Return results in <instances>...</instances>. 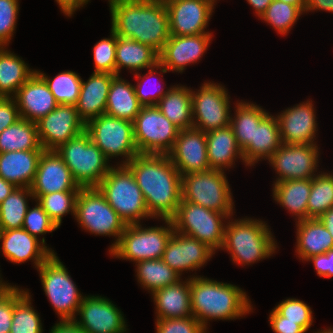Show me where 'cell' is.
Here are the masks:
<instances>
[{
    "label": "cell",
    "instance_id": "16",
    "mask_svg": "<svg viewBox=\"0 0 333 333\" xmlns=\"http://www.w3.org/2000/svg\"><path fill=\"white\" fill-rule=\"evenodd\" d=\"M37 124L38 138L44 150H56L60 145L85 131L75 105H58Z\"/></svg>",
    "mask_w": 333,
    "mask_h": 333
},
{
    "label": "cell",
    "instance_id": "4",
    "mask_svg": "<svg viewBox=\"0 0 333 333\" xmlns=\"http://www.w3.org/2000/svg\"><path fill=\"white\" fill-rule=\"evenodd\" d=\"M268 226L249 218L227 223L221 249L231 253L233 262L250 264L275 253L276 245Z\"/></svg>",
    "mask_w": 333,
    "mask_h": 333
},
{
    "label": "cell",
    "instance_id": "42",
    "mask_svg": "<svg viewBox=\"0 0 333 333\" xmlns=\"http://www.w3.org/2000/svg\"><path fill=\"white\" fill-rule=\"evenodd\" d=\"M36 72L44 79L59 105L77 104L82 84V78L77 73L64 71L50 79L46 74Z\"/></svg>",
    "mask_w": 333,
    "mask_h": 333
},
{
    "label": "cell",
    "instance_id": "49",
    "mask_svg": "<svg viewBox=\"0 0 333 333\" xmlns=\"http://www.w3.org/2000/svg\"><path fill=\"white\" fill-rule=\"evenodd\" d=\"M18 0H0V47L8 45L17 22Z\"/></svg>",
    "mask_w": 333,
    "mask_h": 333
},
{
    "label": "cell",
    "instance_id": "36",
    "mask_svg": "<svg viewBox=\"0 0 333 333\" xmlns=\"http://www.w3.org/2000/svg\"><path fill=\"white\" fill-rule=\"evenodd\" d=\"M4 48L0 47V97H12L36 70Z\"/></svg>",
    "mask_w": 333,
    "mask_h": 333
},
{
    "label": "cell",
    "instance_id": "47",
    "mask_svg": "<svg viewBox=\"0 0 333 333\" xmlns=\"http://www.w3.org/2000/svg\"><path fill=\"white\" fill-rule=\"evenodd\" d=\"M274 309L283 316V321L297 322L306 332L313 323L311 308L301 300L289 298L282 301Z\"/></svg>",
    "mask_w": 333,
    "mask_h": 333
},
{
    "label": "cell",
    "instance_id": "48",
    "mask_svg": "<svg viewBox=\"0 0 333 333\" xmlns=\"http://www.w3.org/2000/svg\"><path fill=\"white\" fill-rule=\"evenodd\" d=\"M22 228L36 238H38L37 235L58 229L38 202L34 208L28 207Z\"/></svg>",
    "mask_w": 333,
    "mask_h": 333
},
{
    "label": "cell",
    "instance_id": "46",
    "mask_svg": "<svg viewBox=\"0 0 333 333\" xmlns=\"http://www.w3.org/2000/svg\"><path fill=\"white\" fill-rule=\"evenodd\" d=\"M111 38L101 39L94 45V72L116 75L117 35L111 30Z\"/></svg>",
    "mask_w": 333,
    "mask_h": 333
},
{
    "label": "cell",
    "instance_id": "39",
    "mask_svg": "<svg viewBox=\"0 0 333 333\" xmlns=\"http://www.w3.org/2000/svg\"><path fill=\"white\" fill-rule=\"evenodd\" d=\"M138 282L152 293L177 283L180 275L170 268L162 258L143 260L136 263Z\"/></svg>",
    "mask_w": 333,
    "mask_h": 333
},
{
    "label": "cell",
    "instance_id": "22",
    "mask_svg": "<svg viewBox=\"0 0 333 333\" xmlns=\"http://www.w3.org/2000/svg\"><path fill=\"white\" fill-rule=\"evenodd\" d=\"M213 254L215 252L205 243L174 231L166 244L162 259L181 276L185 270L193 271L202 267Z\"/></svg>",
    "mask_w": 333,
    "mask_h": 333
},
{
    "label": "cell",
    "instance_id": "25",
    "mask_svg": "<svg viewBox=\"0 0 333 333\" xmlns=\"http://www.w3.org/2000/svg\"><path fill=\"white\" fill-rule=\"evenodd\" d=\"M276 117L282 143L315 144L317 124L312 100L288 108Z\"/></svg>",
    "mask_w": 333,
    "mask_h": 333
},
{
    "label": "cell",
    "instance_id": "35",
    "mask_svg": "<svg viewBox=\"0 0 333 333\" xmlns=\"http://www.w3.org/2000/svg\"><path fill=\"white\" fill-rule=\"evenodd\" d=\"M311 191V179H296L274 183L273 198L298 221L307 219V202Z\"/></svg>",
    "mask_w": 333,
    "mask_h": 333
},
{
    "label": "cell",
    "instance_id": "60",
    "mask_svg": "<svg viewBox=\"0 0 333 333\" xmlns=\"http://www.w3.org/2000/svg\"><path fill=\"white\" fill-rule=\"evenodd\" d=\"M17 187L0 176V203L8 197Z\"/></svg>",
    "mask_w": 333,
    "mask_h": 333
},
{
    "label": "cell",
    "instance_id": "19",
    "mask_svg": "<svg viewBox=\"0 0 333 333\" xmlns=\"http://www.w3.org/2000/svg\"><path fill=\"white\" fill-rule=\"evenodd\" d=\"M167 155L181 175L211 169L206 132L193 127L179 131L174 146Z\"/></svg>",
    "mask_w": 333,
    "mask_h": 333
},
{
    "label": "cell",
    "instance_id": "8",
    "mask_svg": "<svg viewBox=\"0 0 333 333\" xmlns=\"http://www.w3.org/2000/svg\"><path fill=\"white\" fill-rule=\"evenodd\" d=\"M74 216L80 226L92 234L118 237L109 252L117 245L127 225L98 187H81Z\"/></svg>",
    "mask_w": 333,
    "mask_h": 333
},
{
    "label": "cell",
    "instance_id": "62",
    "mask_svg": "<svg viewBox=\"0 0 333 333\" xmlns=\"http://www.w3.org/2000/svg\"><path fill=\"white\" fill-rule=\"evenodd\" d=\"M284 3L292 4L297 6L302 12L305 10V0H279Z\"/></svg>",
    "mask_w": 333,
    "mask_h": 333
},
{
    "label": "cell",
    "instance_id": "45",
    "mask_svg": "<svg viewBox=\"0 0 333 333\" xmlns=\"http://www.w3.org/2000/svg\"><path fill=\"white\" fill-rule=\"evenodd\" d=\"M303 12L295 5L273 0L260 17L279 34L286 35Z\"/></svg>",
    "mask_w": 333,
    "mask_h": 333
},
{
    "label": "cell",
    "instance_id": "65",
    "mask_svg": "<svg viewBox=\"0 0 333 333\" xmlns=\"http://www.w3.org/2000/svg\"><path fill=\"white\" fill-rule=\"evenodd\" d=\"M116 1H121V0H109V4L116 2Z\"/></svg>",
    "mask_w": 333,
    "mask_h": 333
},
{
    "label": "cell",
    "instance_id": "2",
    "mask_svg": "<svg viewBox=\"0 0 333 333\" xmlns=\"http://www.w3.org/2000/svg\"><path fill=\"white\" fill-rule=\"evenodd\" d=\"M112 28L119 37L148 45L160 53L170 38L164 0H121L109 4Z\"/></svg>",
    "mask_w": 333,
    "mask_h": 333
},
{
    "label": "cell",
    "instance_id": "20",
    "mask_svg": "<svg viewBox=\"0 0 333 333\" xmlns=\"http://www.w3.org/2000/svg\"><path fill=\"white\" fill-rule=\"evenodd\" d=\"M81 187L74 180L71 171L55 150H44L40 156L37 171L30 186L33 198L61 191H79Z\"/></svg>",
    "mask_w": 333,
    "mask_h": 333
},
{
    "label": "cell",
    "instance_id": "29",
    "mask_svg": "<svg viewBox=\"0 0 333 333\" xmlns=\"http://www.w3.org/2000/svg\"><path fill=\"white\" fill-rule=\"evenodd\" d=\"M156 304L157 319L186 318L193 316L191 310L190 278L180 280L152 293Z\"/></svg>",
    "mask_w": 333,
    "mask_h": 333
},
{
    "label": "cell",
    "instance_id": "37",
    "mask_svg": "<svg viewBox=\"0 0 333 333\" xmlns=\"http://www.w3.org/2000/svg\"><path fill=\"white\" fill-rule=\"evenodd\" d=\"M19 150H44L35 122L21 118L0 133V153Z\"/></svg>",
    "mask_w": 333,
    "mask_h": 333
},
{
    "label": "cell",
    "instance_id": "38",
    "mask_svg": "<svg viewBox=\"0 0 333 333\" xmlns=\"http://www.w3.org/2000/svg\"><path fill=\"white\" fill-rule=\"evenodd\" d=\"M236 116L230 119V127L236 138V142L243 151L253 140L254 126L268 114L263 108L246 102L236 103Z\"/></svg>",
    "mask_w": 333,
    "mask_h": 333
},
{
    "label": "cell",
    "instance_id": "26",
    "mask_svg": "<svg viewBox=\"0 0 333 333\" xmlns=\"http://www.w3.org/2000/svg\"><path fill=\"white\" fill-rule=\"evenodd\" d=\"M116 75L93 72L87 82L81 84L76 106L80 119L85 125L92 119L105 114L110 84Z\"/></svg>",
    "mask_w": 333,
    "mask_h": 333
},
{
    "label": "cell",
    "instance_id": "7",
    "mask_svg": "<svg viewBox=\"0 0 333 333\" xmlns=\"http://www.w3.org/2000/svg\"><path fill=\"white\" fill-rule=\"evenodd\" d=\"M181 198L232 217L234 202L222 170L209 169L181 175Z\"/></svg>",
    "mask_w": 333,
    "mask_h": 333
},
{
    "label": "cell",
    "instance_id": "52",
    "mask_svg": "<svg viewBox=\"0 0 333 333\" xmlns=\"http://www.w3.org/2000/svg\"><path fill=\"white\" fill-rule=\"evenodd\" d=\"M14 310V285L0 294V333H10Z\"/></svg>",
    "mask_w": 333,
    "mask_h": 333
},
{
    "label": "cell",
    "instance_id": "31",
    "mask_svg": "<svg viewBox=\"0 0 333 333\" xmlns=\"http://www.w3.org/2000/svg\"><path fill=\"white\" fill-rule=\"evenodd\" d=\"M207 155L211 169L224 170L233 165L234 159L242 158L233 130L230 126L206 132Z\"/></svg>",
    "mask_w": 333,
    "mask_h": 333
},
{
    "label": "cell",
    "instance_id": "5",
    "mask_svg": "<svg viewBox=\"0 0 333 333\" xmlns=\"http://www.w3.org/2000/svg\"><path fill=\"white\" fill-rule=\"evenodd\" d=\"M97 187L126 224H137L143 218H152L143 193L126 165L112 166Z\"/></svg>",
    "mask_w": 333,
    "mask_h": 333
},
{
    "label": "cell",
    "instance_id": "21",
    "mask_svg": "<svg viewBox=\"0 0 333 333\" xmlns=\"http://www.w3.org/2000/svg\"><path fill=\"white\" fill-rule=\"evenodd\" d=\"M212 33L199 35L174 36L165 43L159 53L160 72H183L185 66L196 63L203 56L211 41Z\"/></svg>",
    "mask_w": 333,
    "mask_h": 333
},
{
    "label": "cell",
    "instance_id": "57",
    "mask_svg": "<svg viewBox=\"0 0 333 333\" xmlns=\"http://www.w3.org/2000/svg\"><path fill=\"white\" fill-rule=\"evenodd\" d=\"M88 1L89 0H56L61 11L69 17L72 16L77 8L79 9L80 6L83 7L84 4L86 5Z\"/></svg>",
    "mask_w": 333,
    "mask_h": 333
},
{
    "label": "cell",
    "instance_id": "6",
    "mask_svg": "<svg viewBox=\"0 0 333 333\" xmlns=\"http://www.w3.org/2000/svg\"><path fill=\"white\" fill-rule=\"evenodd\" d=\"M80 187H97L112 166L84 131L56 150Z\"/></svg>",
    "mask_w": 333,
    "mask_h": 333
},
{
    "label": "cell",
    "instance_id": "14",
    "mask_svg": "<svg viewBox=\"0 0 333 333\" xmlns=\"http://www.w3.org/2000/svg\"><path fill=\"white\" fill-rule=\"evenodd\" d=\"M191 97L193 128L208 132L230 126V97L224 86L205 82L198 92L191 90Z\"/></svg>",
    "mask_w": 333,
    "mask_h": 333
},
{
    "label": "cell",
    "instance_id": "11",
    "mask_svg": "<svg viewBox=\"0 0 333 333\" xmlns=\"http://www.w3.org/2000/svg\"><path fill=\"white\" fill-rule=\"evenodd\" d=\"M45 294L62 320L76 319L84 298L63 263L53 253L38 269Z\"/></svg>",
    "mask_w": 333,
    "mask_h": 333
},
{
    "label": "cell",
    "instance_id": "1",
    "mask_svg": "<svg viewBox=\"0 0 333 333\" xmlns=\"http://www.w3.org/2000/svg\"><path fill=\"white\" fill-rule=\"evenodd\" d=\"M126 166L141 189L149 214L171 219L181 201V174L166 154H137Z\"/></svg>",
    "mask_w": 333,
    "mask_h": 333
},
{
    "label": "cell",
    "instance_id": "32",
    "mask_svg": "<svg viewBox=\"0 0 333 333\" xmlns=\"http://www.w3.org/2000/svg\"><path fill=\"white\" fill-rule=\"evenodd\" d=\"M142 107L134 85L116 75L110 84L105 114L134 122Z\"/></svg>",
    "mask_w": 333,
    "mask_h": 333
},
{
    "label": "cell",
    "instance_id": "30",
    "mask_svg": "<svg viewBox=\"0 0 333 333\" xmlns=\"http://www.w3.org/2000/svg\"><path fill=\"white\" fill-rule=\"evenodd\" d=\"M297 247L300 259L324 254L333 249V237L318 218H309L296 222Z\"/></svg>",
    "mask_w": 333,
    "mask_h": 333
},
{
    "label": "cell",
    "instance_id": "58",
    "mask_svg": "<svg viewBox=\"0 0 333 333\" xmlns=\"http://www.w3.org/2000/svg\"><path fill=\"white\" fill-rule=\"evenodd\" d=\"M317 9L333 12V0H305L304 12Z\"/></svg>",
    "mask_w": 333,
    "mask_h": 333
},
{
    "label": "cell",
    "instance_id": "44",
    "mask_svg": "<svg viewBox=\"0 0 333 333\" xmlns=\"http://www.w3.org/2000/svg\"><path fill=\"white\" fill-rule=\"evenodd\" d=\"M78 193L79 191L53 192L41 195L35 201L42 206V209L59 228L63 215L68 212L75 215Z\"/></svg>",
    "mask_w": 333,
    "mask_h": 333
},
{
    "label": "cell",
    "instance_id": "10",
    "mask_svg": "<svg viewBox=\"0 0 333 333\" xmlns=\"http://www.w3.org/2000/svg\"><path fill=\"white\" fill-rule=\"evenodd\" d=\"M226 214L204 208L181 198L176 214L171 218L174 231L205 243L214 252L223 245Z\"/></svg>",
    "mask_w": 333,
    "mask_h": 333
},
{
    "label": "cell",
    "instance_id": "3",
    "mask_svg": "<svg viewBox=\"0 0 333 333\" xmlns=\"http://www.w3.org/2000/svg\"><path fill=\"white\" fill-rule=\"evenodd\" d=\"M190 291L193 317L205 330L208 320L237 319L252 311L246 292L229 283L193 276Z\"/></svg>",
    "mask_w": 333,
    "mask_h": 333
},
{
    "label": "cell",
    "instance_id": "55",
    "mask_svg": "<svg viewBox=\"0 0 333 333\" xmlns=\"http://www.w3.org/2000/svg\"><path fill=\"white\" fill-rule=\"evenodd\" d=\"M271 328L275 333H305L306 331L297 324V322L283 321L281 316L275 309L269 315Z\"/></svg>",
    "mask_w": 333,
    "mask_h": 333
},
{
    "label": "cell",
    "instance_id": "40",
    "mask_svg": "<svg viewBox=\"0 0 333 333\" xmlns=\"http://www.w3.org/2000/svg\"><path fill=\"white\" fill-rule=\"evenodd\" d=\"M29 292L14 286V310L10 333H43L40 317L31 306Z\"/></svg>",
    "mask_w": 333,
    "mask_h": 333
},
{
    "label": "cell",
    "instance_id": "53",
    "mask_svg": "<svg viewBox=\"0 0 333 333\" xmlns=\"http://www.w3.org/2000/svg\"><path fill=\"white\" fill-rule=\"evenodd\" d=\"M21 119L13 97H0V133Z\"/></svg>",
    "mask_w": 333,
    "mask_h": 333
},
{
    "label": "cell",
    "instance_id": "18",
    "mask_svg": "<svg viewBox=\"0 0 333 333\" xmlns=\"http://www.w3.org/2000/svg\"><path fill=\"white\" fill-rule=\"evenodd\" d=\"M80 320L73 321L86 333H125L126 322L121 311L101 296H85L78 309Z\"/></svg>",
    "mask_w": 333,
    "mask_h": 333
},
{
    "label": "cell",
    "instance_id": "12",
    "mask_svg": "<svg viewBox=\"0 0 333 333\" xmlns=\"http://www.w3.org/2000/svg\"><path fill=\"white\" fill-rule=\"evenodd\" d=\"M85 131L108 160L123 155L126 157L123 165H126L139 154L131 121L102 114L90 120L85 126Z\"/></svg>",
    "mask_w": 333,
    "mask_h": 333
},
{
    "label": "cell",
    "instance_id": "28",
    "mask_svg": "<svg viewBox=\"0 0 333 333\" xmlns=\"http://www.w3.org/2000/svg\"><path fill=\"white\" fill-rule=\"evenodd\" d=\"M277 117L269 113L254 126L253 140L242 151L243 162L254 165L259 159H269L282 145Z\"/></svg>",
    "mask_w": 333,
    "mask_h": 333
},
{
    "label": "cell",
    "instance_id": "59",
    "mask_svg": "<svg viewBox=\"0 0 333 333\" xmlns=\"http://www.w3.org/2000/svg\"><path fill=\"white\" fill-rule=\"evenodd\" d=\"M273 0H247V2L255 9L256 15L261 17L266 11L267 7Z\"/></svg>",
    "mask_w": 333,
    "mask_h": 333
},
{
    "label": "cell",
    "instance_id": "61",
    "mask_svg": "<svg viewBox=\"0 0 333 333\" xmlns=\"http://www.w3.org/2000/svg\"><path fill=\"white\" fill-rule=\"evenodd\" d=\"M324 227L329 231L333 237V207L328 209L324 214L318 218Z\"/></svg>",
    "mask_w": 333,
    "mask_h": 333
},
{
    "label": "cell",
    "instance_id": "33",
    "mask_svg": "<svg viewBox=\"0 0 333 333\" xmlns=\"http://www.w3.org/2000/svg\"><path fill=\"white\" fill-rule=\"evenodd\" d=\"M159 63V53L152 47L138 41L117 36L116 44V75L121 68L140 71L149 69Z\"/></svg>",
    "mask_w": 333,
    "mask_h": 333
},
{
    "label": "cell",
    "instance_id": "51",
    "mask_svg": "<svg viewBox=\"0 0 333 333\" xmlns=\"http://www.w3.org/2000/svg\"><path fill=\"white\" fill-rule=\"evenodd\" d=\"M154 68L159 69V63L156 66L150 67L149 68L150 71L148 72V74H145L144 78L138 73V71L135 74V78L140 79L139 80L140 83L138 82V84L134 86L135 95L143 106L156 105L159 102V100L162 97H164L168 92V90L164 91V89L163 90L158 89L157 92L155 91L154 93L152 91L150 92L144 90L145 89L144 83H142V81L145 82V79H148L149 77L151 78L154 75V73H158L156 70H154ZM146 81L148 82V80Z\"/></svg>",
    "mask_w": 333,
    "mask_h": 333
},
{
    "label": "cell",
    "instance_id": "64",
    "mask_svg": "<svg viewBox=\"0 0 333 333\" xmlns=\"http://www.w3.org/2000/svg\"><path fill=\"white\" fill-rule=\"evenodd\" d=\"M317 333H333V328L332 329L329 328L328 330L326 329V330H323V331L321 330Z\"/></svg>",
    "mask_w": 333,
    "mask_h": 333
},
{
    "label": "cell",
    "instance_id": "9",
    "mask_svg": "<svg viewBox=\"0 0 333 333\" xmlns=\"http://www.w3.org/2000/svg\"><path fill=\"white\" fill-rule=\"evenodd\" d=\"M167 227L142 228L140 223L127 224L117 245L109 252L114 257L140 262L163 257L168 240L174 232L171 219H162ZM169 225V226H168Z\"/></svg>",
    "mask_w": 333,
    "mask_h": 333
},
{
    "label": "cell",
    "instance_id": "50",
    "mask_svg": "<svg viewBox=\"0 0 333 333\" xmlns=\"http://www.w3.org/2000/svg\"><path fill=\"white\" fill-rule=\"evenodd\" d=\"M156 331V333H206V330L193 316L157 319Z\"/></svg>",
    "mask_w": 333,
    "mask_h": 333
},
{
    "label": "cell",
    "instance_id": "54",
    "mask_svg": "<svg viewBox=\"0 0 333 333\" xmlns=\"http://www.w3.org/2000/svg\"><path fill=\"white\" fill-rule=\"evenodd\" d=\"M306 261H312L314 268L320 277H333V249L324 254L314 255Z\"/></svg>",
    "mask_w": 333,
    "mask_h": 333
},
{
    "label": "cell",
    "instance_id": "34",
    "mask_svg": "<svg viewBox=\"0 0 333 333\" xmlns=\"http://www.w3.org/2000/svg\"><path fill=\"white\" fill-rule=\"evenodd\" d=\"M156 106L180 130L193 127L191 90L187 87L172 86Z\"/></svg>",
    "mask_w": 333,
    "mask_h": 333
},
{
    "label": "cell",
    "instance_id": "24",
    "mask_svg": "<svg viewBox=\"0 0 333 333\" xmlns=\"http://www.w3.org/2000/svg\"><path fill=\"white\" fill-rule=\"evenodd\" d=\"M1 250L5 258L12 263H24L33 260L39 268L54 252L45 246V238L41 242L23 228L0 230Z\"/></svg>",
    "mask_w": 333,
    "mask_h": 333
},
{
    "label": "cell",
    "instance_id": "43",
    "mask_svg": "<svg viewBox=\"0 0 333 333\" xmlns=\"http://www.w3.org/2000/svg\"><path fill=\"white\" fill-rule=\"evenodd\" d=\"M331 207H333V175L321 173L311 179L307 219L319 218Z\"/></svg>",
    "mask_w": 333,
    "mask_h": 333
},
{
    "label": "cell",
    "instance_id": "63",
    "mask_svg": "<svg viewBox=\"0 0 333 333\" xmlns=\"http://www.w3.org/2000/svg\"><path fill=\"white\" fill-rule=\"evenodd\" d=\"M1 277V276H0ZM10 285H8L7 283H3L2 280H0V294L5 291Z\"/></svg>",
    "mask_w": 333,
    "mask_h": 333
},
{
    "label": "cell",
    "instance_id": "27",
    "mask_svg": "<svg viewBox=\"0 0 333 333\" xmlns=\"http://www.w3.org/2000/svg\"><path fill=\"white\" fill-rule=\"evenodd\" d=\"M43 151L19 150L0 153V176L16 187L30 188Z\"/></svg>",
    "mask_w": 333,
    "mask_h": 333
},
{
    "label": "cell",
    "instance_id": "41",
    "mask_svg": "<svg viewBox=\"0 0 333 333\" xmlns=\"http://www.w3.org/2000/svg\"><path fill=\"white\" fill-rule=\"evenodd\" d=\"M29 196L34 197L30 188L17 187L0 203V230L22 228Z\"/></svg>",
    "mask_w": 333,
    "mask_h": 333
},
{
    "label": "cell",
    "instance_id": "56",
    "mask_svg": "<svg viewBox=\"0 0 333 333\" xmlns=\"http://www.w3.org/2000/svg\"><path fill=\"white\" fill-rule=\"evenodd\" d=\"M50 333H86L73 320H62L52 327Z\"/></svg>",
    "mask_w": 333,
    "mask_h": 333
},
{
    "label": "cell",
    "instance_id": "17",
    "mask_svg": "<svg viewBox=\"0 0 333 333\" xmlns=\"http://www.w3.org/2000/svg\"><path fill=\"white\" fill-rule=\"evenodd\" d=\"M215 0H164L170 35H199L205 32Z\"/></svg>",
    "mask_w": 333,
    "mask_h": 333
},
{
    "label": "cell",
    "instance_id": "15",
    "mask_svg": "<svg viewBox=\"0 0 333 333\" xmlns=\"http://www.w3.org/2000/svg\"><path fill=\"white\" fill-rule=\"evenodd\" d=\"M318 146L316 144L283 143L268 159L279 174L276 182L296 179H312L318 167Z\"/></svg>",
    "mask_w": 333,
    "mask_h": 333
},
{
    "label": "cell",
    "instance_id": "13",
    "mask_svg": "<svg viewBox=\"0 0 333 333\" xmlns=\"http://www.w3.org/2000/svg\"><path fill=\"white\" fill-rule=\"evenodd\" d=\"M134 141L139 153L168 154L180 129L156 105L143 106L133 122Z\"/></svg>",
    "mask_w": 333,
    "mask_h": 333
},
{
    "label": "cell",
    "instance_id": "23",
    "mask_svg": "<svg viewBox=\"0 0 333 333\" xmlns=\"http://www.w3.org/2000/svg\"><path fill=\"white\" fill-rule=\"evenodd\" d=\"M12 97L15 99L21 118L35 123L59 105L37 72Z\"/></svg>",
    "mask_w": 333,
    "mask_h": 333
}]
</instances>
